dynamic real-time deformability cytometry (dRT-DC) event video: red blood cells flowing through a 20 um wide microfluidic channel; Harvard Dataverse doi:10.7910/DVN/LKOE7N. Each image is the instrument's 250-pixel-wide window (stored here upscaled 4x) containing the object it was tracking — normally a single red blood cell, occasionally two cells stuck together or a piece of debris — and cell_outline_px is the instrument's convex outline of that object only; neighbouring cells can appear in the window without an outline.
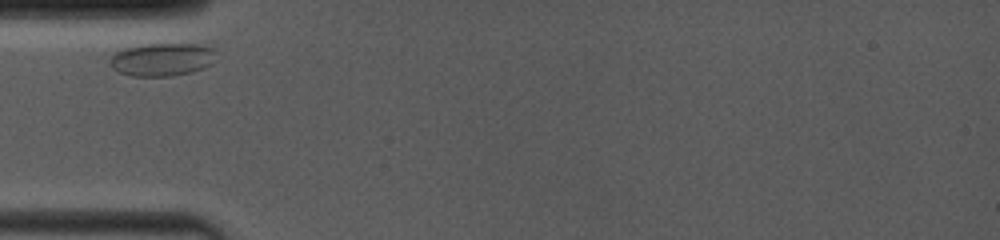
{"species": "common noctule bat (a hibernating species)", "species_latin": "Nyctalus noctula", "temperature_condition": "room temperature", "stored_images_in_passage": 30, "camera_frame_rate_fps": 4000, "um_per_image_px": 0.085, "animal": {"sex": "female", "body_mass_g": 19.0, "forearm_length_mm": 53.3}, "frame": {"image": 1, "passage_image": 1, "time_ms": 0.0, "image_size_px": [1000, 240], "cell_outline_px": [[216, 52], [208, 64], [204, 68], [192, 72], [168, 76], [132, 76], [120, 72], [112, 68], [108, 64], [108, 60], [116, 52], [124, 48], [144, 44], [200, 44], [216, 48]], "centroid_in_image_um": [13.74, 5.05], "position_along_channel_um": 71.3, "area_um2": 20.4}}
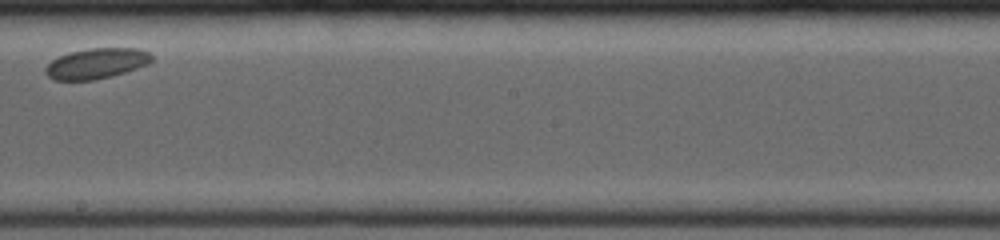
{"frame": {"image": 2, "passage_image": 11, "time_ms": 4.75, "image_size_px": [1000, 240], "cell_outline_px": [[152, 60], [148, 64], [112, 76], [96, 80], [52, 80], [44, 72], [44, 68], [52, 60], [68, 52], [88, 48], [136, 48], [148, 52], [152, 56]], "centroid_in_image_um": [8.16, 5.39], "position_along_channel_um": 240.0, "area_um2": 18.9}}
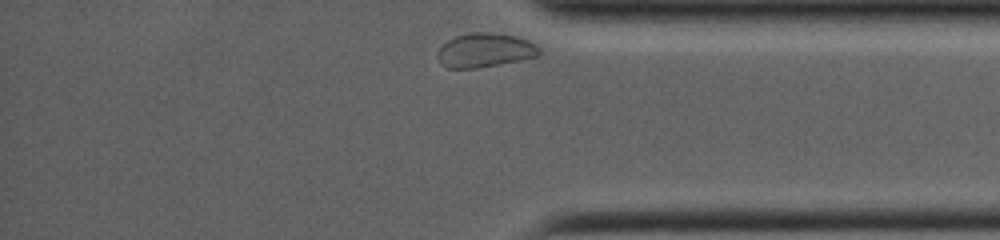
{"frame": {"image": 3, "passage_image": 30, "time_ms": 9.0, "image_size_px": [1000, 240], "cell_outline_px": [[540, 56], [476, 68], [448, 68], [440, 64], [436, 56], [436, 52], [448, 40], [456, 36], [472, 32], [492, 32], [516, 36], [528, 40], [536, 44], [540, 48]], "centroid_in_image_um": [41.21, 4.26], "position_along_channel_um": 394.0, "area_um2": 20.29}}